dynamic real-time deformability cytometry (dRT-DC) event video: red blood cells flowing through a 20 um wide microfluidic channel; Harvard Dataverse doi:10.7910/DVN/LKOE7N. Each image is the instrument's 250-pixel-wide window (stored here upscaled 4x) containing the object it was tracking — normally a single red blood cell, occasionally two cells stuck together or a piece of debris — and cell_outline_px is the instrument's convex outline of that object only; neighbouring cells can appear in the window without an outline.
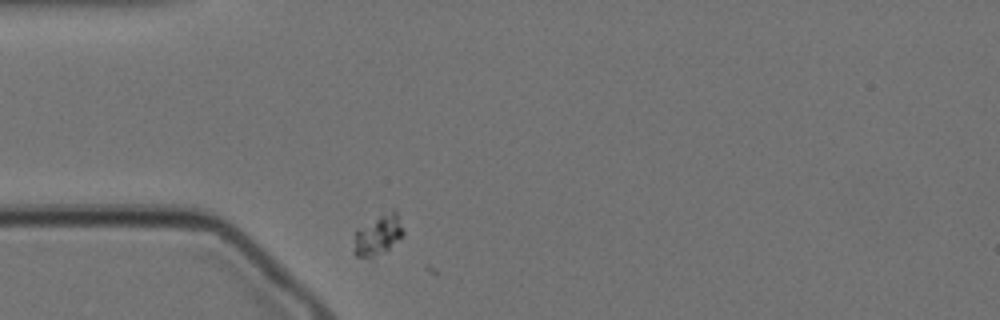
{"species": "Egyptian fruit bat (a non-hibernating species)", "species_latin": "Rousettus aegyptiacus", "temperature_condition": "cold", "stored_images_in_passage": 2, "camera_frame_rate_fps": 3000, "um_per_image_px": 0.085, "animal": {"sex": "female"}, "frame": {"image": 1, "passage_image": 1, "time_ms": 0.0, "image_size_px": [1000, 320], "cell_outline_px": [[404, 232], [384, 252], [372, 256], [356, 256], [352, 252], [356, 232], [392, 208], [396, 208]], "centroid_in_image_um": [32.15, 19.95], "position_along_channel_um": 52.8, "area_um2": 10.98}}